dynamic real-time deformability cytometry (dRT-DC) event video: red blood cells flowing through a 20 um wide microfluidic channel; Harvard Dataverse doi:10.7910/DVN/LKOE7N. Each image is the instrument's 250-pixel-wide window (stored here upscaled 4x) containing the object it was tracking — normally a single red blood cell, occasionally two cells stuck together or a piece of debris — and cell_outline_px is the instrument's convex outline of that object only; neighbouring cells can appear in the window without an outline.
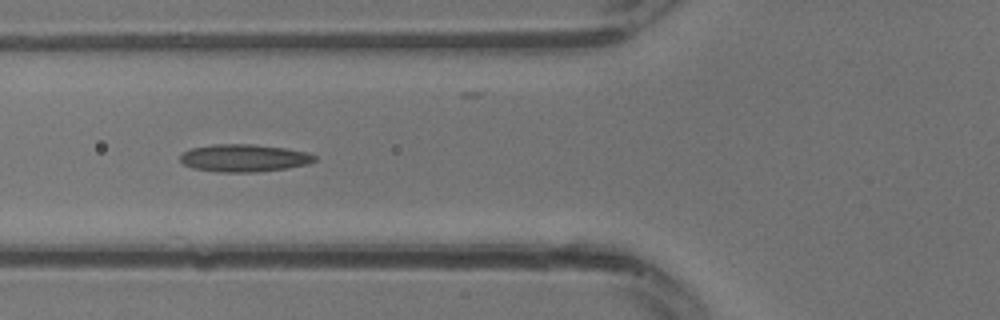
{"species": "common noctule bat (a hibernating species)", "species_latin": "Nyctalus noctula", "temperature_condition": "warm", "stored_images_in_passage": 12, "camera_frame_rate_fps": 3000, "um_per_image_px": 0.085, "animal": {"sex": "male", "body_mass_g": 13.3}, "frame": {"image": 1, "passage_image": 2, "time_ms": 0.333, "image_size_px": [1000, 320], "cell_outline_px": [[316, 160], [308, 164], [288, 168], [256, 172], [216, 172], [192, 168], [184, 164], [180, 160], [180, 156], [184, 152], [192, 148], [212, 144], [252, 144], [284, 148], [308, 152], [316, 156]], "centroid_in_image_um": [20.75, 13.43], "position_along_channel_um": 105.1, "area_um2": 21.62}}
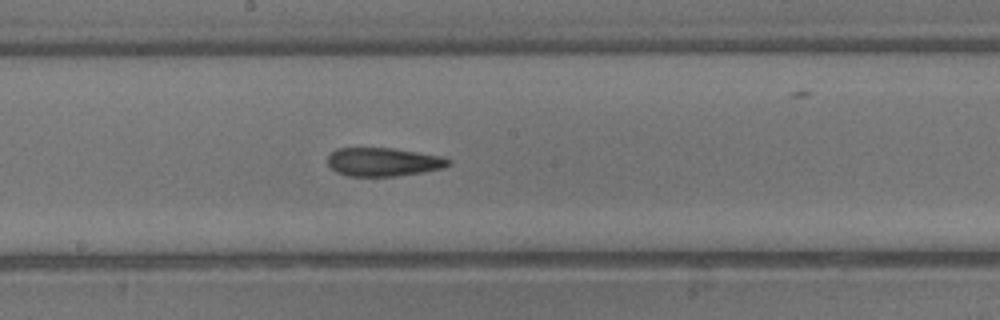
{"frame": {"image": 2, "passage_image": 7, "time_ms": 2.0, "image_size_px": [1000, 320], "cell_outline_px": [[452, 164], [444, 168], [424, 172], [392, 176], [348, 176], [336, 172], [328, 164], [328, 156], [336, 148], [392, 148], [440, 156], [452, 160]], "centroid_in_image_um": [32.6, 13.77], "position_along_channel_um": 215.6, "area_um2": 20.06}}
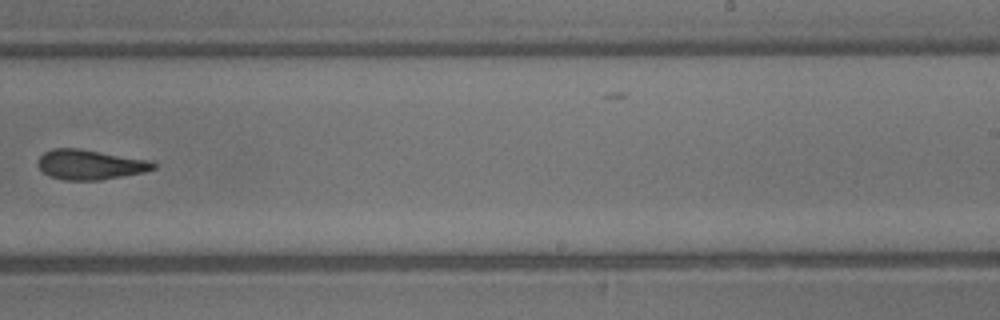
{"frame": {"image": 3, "passage_image": 10, "time_ms": 3.0, "image_size_px": [1000, 320], "cell_outline_px": [[156, 168], [144, 172], [100, 180], [64, 180], [48, 176], [36, 164], [40, 156], [44, 152], [52, 148], [80, 148], [152, 160], [156, 164]], "centroid_in_image_um": [7.66, 13.98], "position_along_channel_um": 281.3, "area_um2": 20.35}}